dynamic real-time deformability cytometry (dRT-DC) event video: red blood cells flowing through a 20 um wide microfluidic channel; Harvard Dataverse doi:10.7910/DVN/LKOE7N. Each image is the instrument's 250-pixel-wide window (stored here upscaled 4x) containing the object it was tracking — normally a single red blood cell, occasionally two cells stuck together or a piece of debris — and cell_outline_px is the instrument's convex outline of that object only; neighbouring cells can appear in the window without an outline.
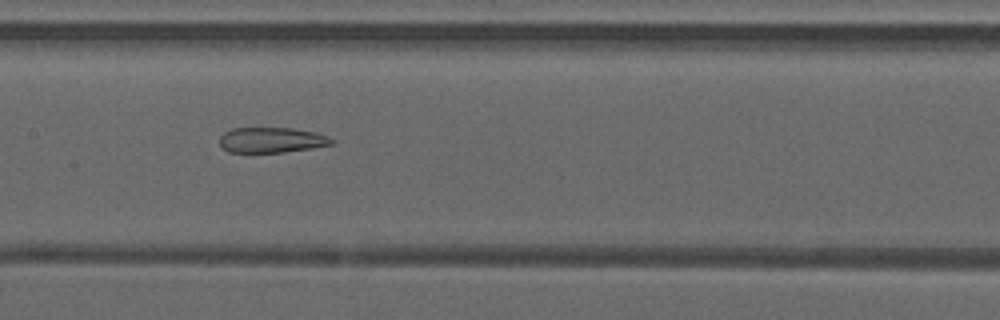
{"species": "common noctule bat (a hibernating species)", "species_latin": "Nyctalus noctula", "temperature_condition": "warm", "stored_images_in_passage": 49, "camera_frame_rate_fps": 3000, "um_per_image_px": 0.085, "animal": {"sex": "male", "forearm_length_mm": 52.5}, "frame": {"image": 1, "passage_image": 25, "time_ms": 8.0, "image_size_px": [1000, 320], "cell_outline_px": [[336, 140], [332, 144], [312, 148], [284, 152], [228, 152], [220, 144], [220, 136], [224, 132], [232, 128], [292, 128], [316, 132], [328, 136]], "centroid_in_image_um": [23.11, 11.89], "position_along_channel_um": 184.3, "area_um2": 16.59}}
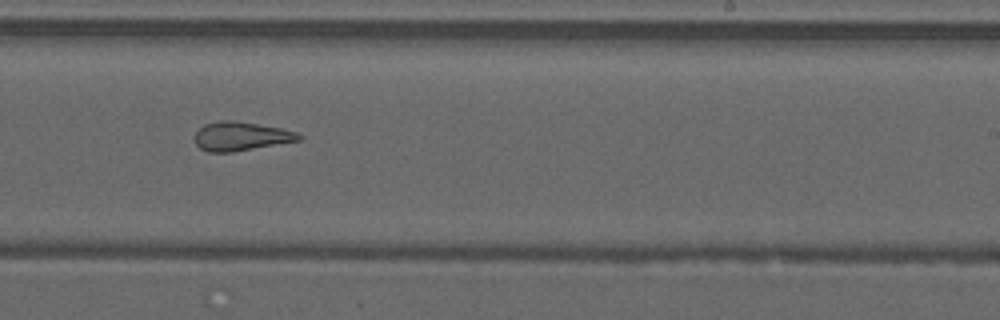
{"frame": {"image": 2, "passage_image": 31, "time_ms": 10.0, "image_size_px": [1000, 320], "cell_outline_px": [[304, 136], [300, 140], [232, 152], [208, 152], [200, 148], [196, 144], [196, 132], [204, 124], [220, 120], [232, 120], [280, 128], [296, 132]], "centroid_in_image_um": [20.47, 11.58], "position_along_channel_um": 268.5, "area_um2": 17.28}}
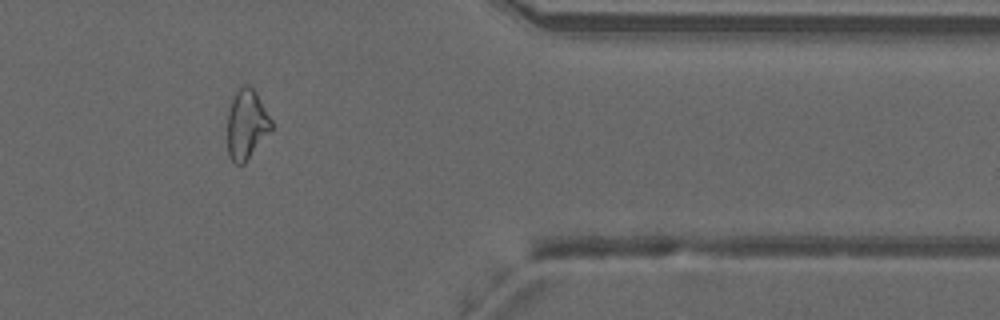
{"frame": {"image": 3, "passage_image": 41, "time_ms": 13.333, "image_size_px": [1000, 320], "cell_outline_px": [[272, 128], [244, 164], [236, 164], [228, 156], [228, 108], [232, 96], [240, 84], [248, 84], [256, 92], [272, 120]], "centroid_in_image_um": [20.93, 10.52], "position_along_channel_um": 390.5, "area_um2": 17.92}, "authors_computed_cell_mechanics": {"area_um2": 21.0392, "velocity_mm_per_s": 4.2205, "shape_relaxation_time_tau1_ms": null, "shape_relaxation_time_tau2_ms": 2.0479, "deformation_change_tau1": null, "deformation_change_tau2": 0.1142}}